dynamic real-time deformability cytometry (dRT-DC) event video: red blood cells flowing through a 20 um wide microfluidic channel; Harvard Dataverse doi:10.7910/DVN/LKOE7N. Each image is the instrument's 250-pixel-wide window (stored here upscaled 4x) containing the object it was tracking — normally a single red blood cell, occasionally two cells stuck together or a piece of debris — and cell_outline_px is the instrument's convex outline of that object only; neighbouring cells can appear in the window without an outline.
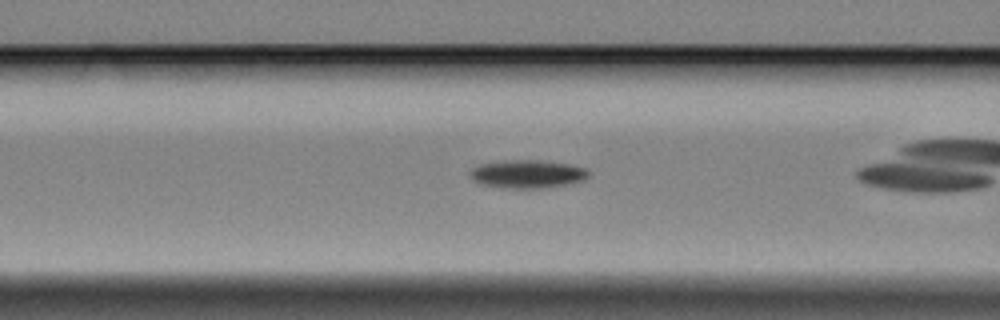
{"species": "Egyptian fruit bat (a non-hibernating species)", "species_latin": "Rousettus aegyptiacus", "temperature_condition": "cold", "stored_images_in_passage": 45, "camera_frame_rate_fps": 3000, "um_per_image_px": 0.085, "animal": {"sex": "female"}, "frame": {"image": 1, "passage_image": 7, "time_ms": 2.0, "image_size_px": [1000, 320], "cell_outline_px": [[588, 176], [584, 180], [568, 184], [544, 188], [500, 188], [480, 184], [472, 180], [468, 172], [472, 168], [480, 164], [508, 160], [536, 160], [568, 164], [584, 168], [588, 172]], "centroid_in_image_um": [44.77, 14.8], "position_along_channel_um": 121.8, "area_um2": 19.48}}
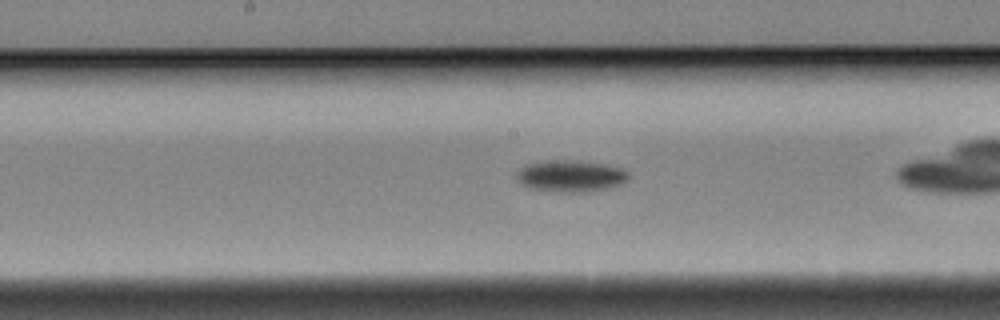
{"frame": {"image": 2, "passage_image": 14, "time_ms": 4.333, "image_size_px": [1000, 320], "cell_outline_px": [[628, 180], [620, 184], [608, 188], [580, 192], [560, 192], [532, 188], [524, 184], [516, 176], [520, 168], [524, 164], [600, 164], [620, 168], [628, 172]], "centroid_in_image_um": [48.56, 15.04], "position_along_channel_um": 199.6, "area_um2": 18.79}}
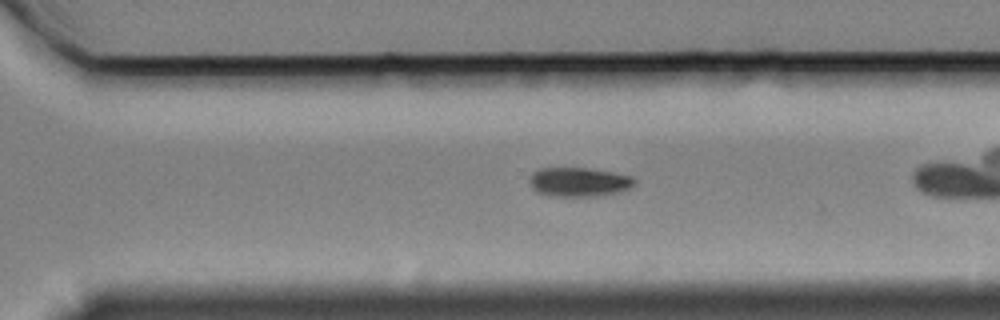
{"frame": {"image": 3, "passage_image": 25, "time_ms": 8.0, "image_size_px": [1000, 320], "cell_outline_px": [[636, 180], [628, 188], [620, 192], [596, 196], [548, 196], [536, 192], [532, 188], [528, 180], [532, 172], [540, 168], [588, 168], [612, 172], [632, 176]], "centroid_in_image_um": [49.15, 15.47], "position_along_channel_um": 321.4, "area_um2": 17.92}, "authors_computed_cell_mechanics": {"area_um2": 18.5538, "velocity_mm_per_s": 3.3293, "shape_relaxation_time_tau1_ms": 2.1955, "shape_relaxation_time_tau2_ms": null, "deformation_change_tau1": 0.0694, "deformation_change_tau2": null}}